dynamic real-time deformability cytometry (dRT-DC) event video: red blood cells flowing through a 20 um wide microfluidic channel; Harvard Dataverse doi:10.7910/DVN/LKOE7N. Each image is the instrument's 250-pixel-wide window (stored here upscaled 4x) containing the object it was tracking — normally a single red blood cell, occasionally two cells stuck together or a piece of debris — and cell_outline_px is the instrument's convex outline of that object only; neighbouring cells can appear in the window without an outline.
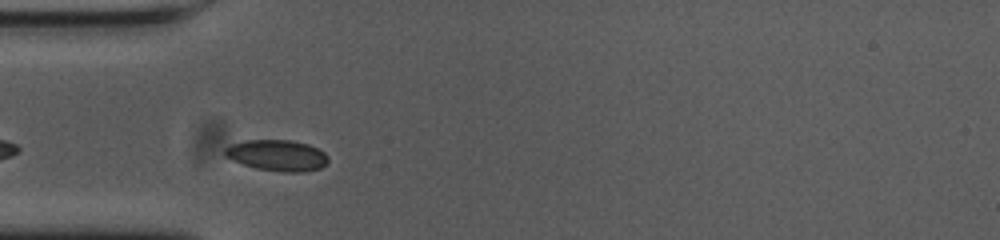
{"species": "common noctule bat (a hibernating species)", "species_latin": "Nyctalus noctula", "temperature_condition": "cold", "stored_images_in_passage": 31, "camera_frame_rate_fps": 3000, "um_per_image_px": 0.085, "animal": {"sex": "female", "body_mass_g": 23.0, "forearm_length_mm": 53.4}, "frame": {"image": 1, "passage_image": 4, "time_ms": 1.0, "image_size_px": [1000, 240], "cell_outline_px": [[328, 160], [320, 168], [304, 172], [284, 172], [256, 168], [232, 160], [224, 156], [224, 148], [232, 144], [244, 140], [292, 140], [308, 144], [324, 152], [328, 156]], "centroid_in_image_um": [23.54, 13.2], "position_along_channel_um": 61.5, "area_um2": 18.67}}
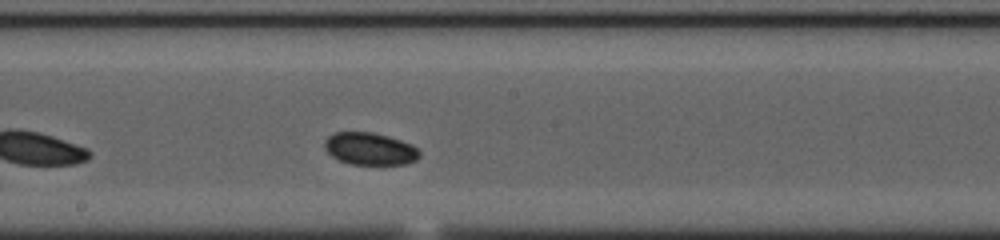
{"frame": {"image": 2, "passage_image": 17, "time_ms": 5.333, "image_size_px": [1000, 240], "cell_outline_px": [[420, 156], [416, 160], [408, 164], [348, 164], [332, 156], [324, 148], [324, 140], [332, 132], [372, 132], [388, 136], [412, 144], [420, 152]], "centroid_in_image_um": [31.43, 12.64], "position_along_channel_um": 216.8, "area_um2": 17.98}}
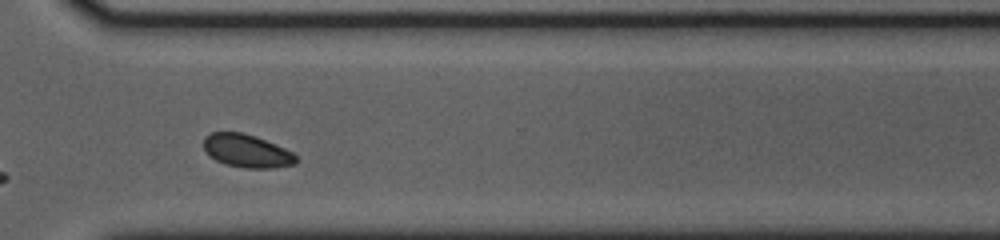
{"frame": {"image": 3, "passage_image": 28, "time_ms": 9.0, "image_size_px": [1000, 240], "cell_outline_px": [[296, 164], [272, 168], [244, 168], [224, 164], [208, 156], [204, 148], [204, 136], [212, 132], [240, 132], [256, 136], [284, 148], [292, 152], [296, 156]], "centroid_in_image_um": [20.95, 12.83], "position_along_channel_um": 349.7, "area_um2": 17.86}, "authors_computed_cell_mechanics": {"area_um2": 17.918, "velocity_mm_per_s": 3.6144, "shape_relaxation_time_tau1_ms": 2.2552, "shape_relaxation_time_tau2_ms": 4.2017, "deformation_change_tau1": 0.0482, "deformation_change_tau2": 0.0423}}